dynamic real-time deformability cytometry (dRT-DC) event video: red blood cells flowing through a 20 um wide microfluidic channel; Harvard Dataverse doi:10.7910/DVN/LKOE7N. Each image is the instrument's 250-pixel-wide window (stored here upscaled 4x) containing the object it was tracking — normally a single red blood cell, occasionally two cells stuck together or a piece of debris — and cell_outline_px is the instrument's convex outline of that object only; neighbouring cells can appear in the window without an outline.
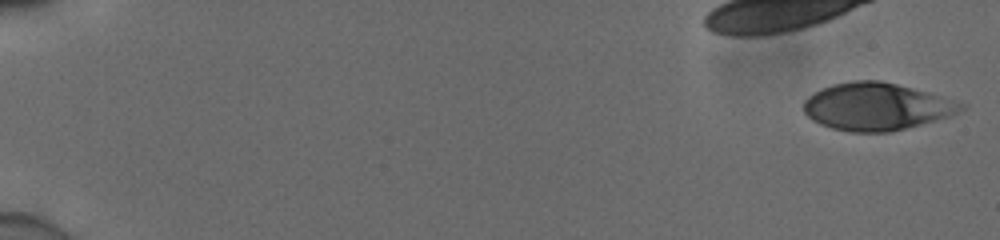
{"species": "human", "species_latin": "Homo sapiens", "temperature_condition": "cold", "stored_images_in_passage": 54, "camera_frame_rate_fps": 3000, "um_per_image_px": 0.085, "donor": {"sex": "male"}, "frame": {"image": 1, "passage_image": 1, "time_ms": 0.0, "image_size_px": [1000, 240], "cell_outline_px": [[968, 104], [964, 108], [948, 116], [904, 128], [888, 132], [852, 132], [832, 128], [820, 124], [812, 120], [804, 112], [804, 100], [808, 96], [832, 84], [852, 80], [880, 80], [928, 92]], "centroid_in_image_um": [74.47, 9.05], "position_along_channel_um": 10.5, "area_um2": 43.0}}
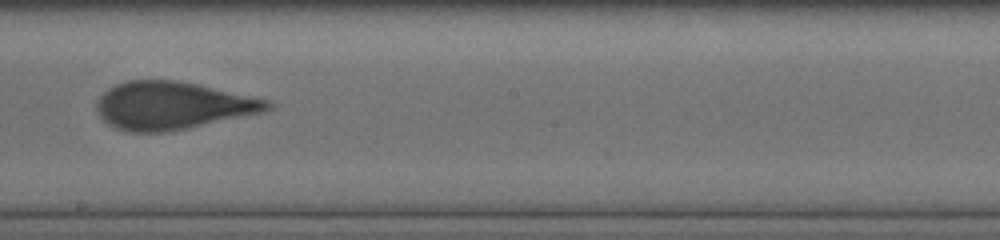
{"frame": {"image": 2, "passage_image": 33, "time_ms": 10.667, "image_size_px": [1000, 240], "cell_outline_px": [[272, 108], [260, 112], [188, 128], [164, 132], [132, 132], [116, 128], [108, 124], [96, 112], [96, 104], [100, 96], [108, 88], [116, 84], [128, 80], [176, 80], [196, 84], [272, 100]], "centroid_in_image_um": [14.63, 8.97], "position_along_channel_um": 233.6, "area_um2": 47.16}}
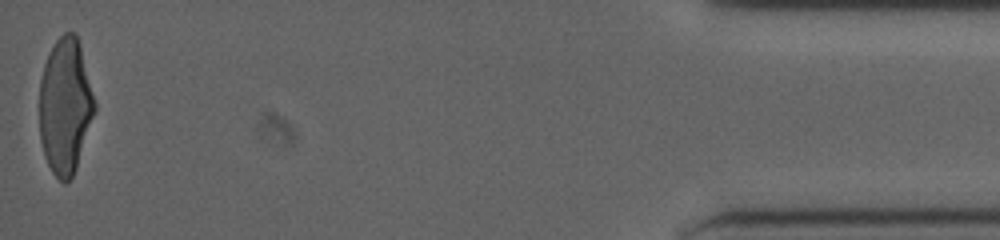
{"frame": {"image": 3, "passage_image": 54, "time_ms": 17.667, "image_size_px": [1000, 240], "cell_outline_px": [[96, 112], [76, 168], [72, 176], [64, 184], [52, 172], [44, 156], [40, 140], [40, 80], [44, 64], [48, 52], [56, 40], [64, 32], [76, 32], [80, 44], [96, 104]], "centroid_in_image_um": [5.55, 9.0], "position_along_channel_um": 429.7, "area_um2": 43.87}, "authors_computed_cell_mechanics": {"area_um2": 45.6042, "velocity_mm_per_s": 3.9129, "shape_relaxation_time_tau1_ms": 5.694, "shape_relaxation_time_tau2_ms": 0.8167, "deformation_change_tau1": 0.1979, "deformation_change_tau2": 0.0873}}